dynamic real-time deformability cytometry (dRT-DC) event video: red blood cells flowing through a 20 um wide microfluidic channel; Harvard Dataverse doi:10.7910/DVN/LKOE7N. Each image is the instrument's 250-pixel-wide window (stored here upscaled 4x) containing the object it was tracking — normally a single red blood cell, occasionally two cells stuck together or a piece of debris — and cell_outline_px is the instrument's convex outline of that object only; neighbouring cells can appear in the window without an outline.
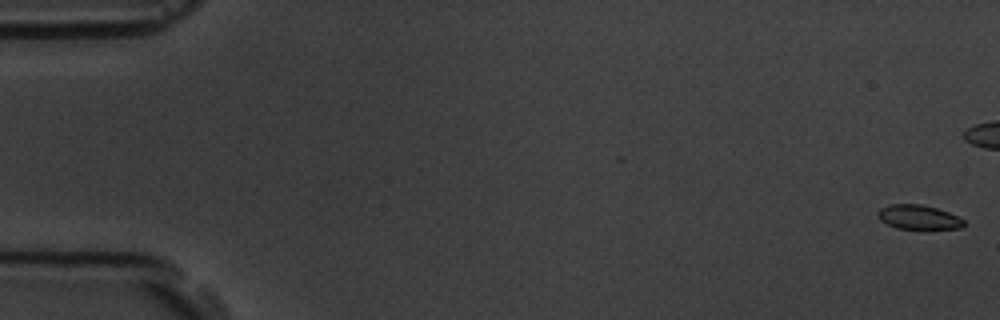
{"species": "common noctule bat (a hibernating species)", "species_latin": "Nyctalus noctula", "temperature_condition": "room temperature", "stored_images_in_passage": 6, "camera_frame_rate_fps": 3000, "um_per_image_px": 0.085, "animal": {"sex": "male", "body_mass_g": 19.5, "forearm_length_mm": 54.6}, "frame": {"image": 1, "passage_image": 1, "time_ms": 0.0, "image_size_px": [1000, 320], "cell_outline_px": [[964, 224], [960, 228], [896, 228], [880, 220], [876, 216], [876, 212], [880, 208], [888, 204], [920, 204], [936, 208], [948, 212], [964, 220]], "centroid_in_image_um": [78.0, 18.44], "position_along_channel_um": 7.0, "area_um2": 12.02}}
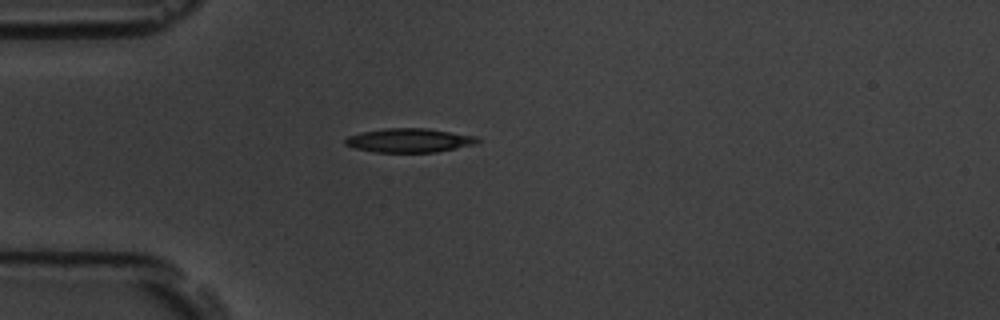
{"frame": {"image": 2, "passage_image": 6, "time_ms": 6.667, "image_size_px": [1000, 320], "cell_outline_px": [[480, 140], [476, 144], [436, 152], [376, 152], [356, 148], [344, 144], [344, 140], [348, 136], [360, 132], [384, 128], [428, 128], [476, 136]], "centroid_in_image_um": [34.78, 11.92], "position_along_channel_um": 50.2, "area_um2": 18.5}}